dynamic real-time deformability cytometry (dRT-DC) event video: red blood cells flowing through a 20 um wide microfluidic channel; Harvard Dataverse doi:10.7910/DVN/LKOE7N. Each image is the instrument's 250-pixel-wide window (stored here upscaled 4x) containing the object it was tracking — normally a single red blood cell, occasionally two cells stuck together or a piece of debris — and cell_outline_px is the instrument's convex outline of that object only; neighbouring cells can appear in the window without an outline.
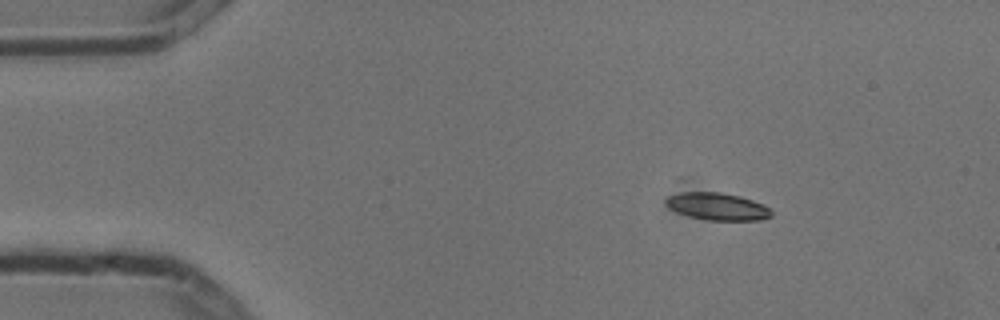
{"species": "common noctule bat (a hibernating species)", "species_latin": "Nyctalus noctula", "temperature_condition": "cold", "stored_images_in_passage": 5, "camera_frame_rate_fps": 3000, "um_per_image_px": 0.085, "animal": {"sex": "male", "body_mass_g": 13.3}, "frame": {"image": 1, "passage_image": 2, "time_ms": 0.333, "image_size_px": [1000, 320], "cell_outline_px": [[772, 216], [760, 220], [708, 220], [688, 216], [668, 208], [664, 204], [664, 200], [680, 176], [764, 204], [772, 212]], "centroid_in_image_um": [60.57, 17.25], "position_along_channel_um": 24.4, "area_um2": 20.58}}
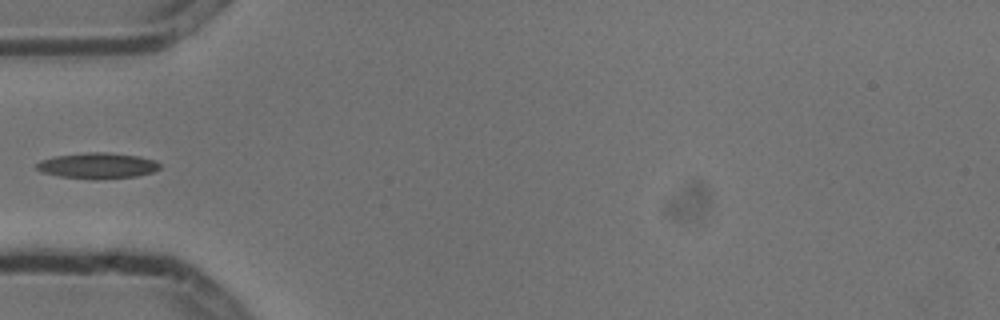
{"frame": {"image": 2, "passage_image": 5, "time_ms": 1.333, "image_size_px": [1000, 320], "cell_outline_px": [[160, 168], [152, 172], [136, 176], [96, 180], [60, 176], [40, 172], [36, 168], [36, 164], [40, 160], [56, 156], [88, 152], [108, 152], [140, 156], [156, 160], [160, 164]], "centroid_in_image_um": [8.3, 14.08], "position_along_channel_um": 76.7, "area_um2": 18.67}}